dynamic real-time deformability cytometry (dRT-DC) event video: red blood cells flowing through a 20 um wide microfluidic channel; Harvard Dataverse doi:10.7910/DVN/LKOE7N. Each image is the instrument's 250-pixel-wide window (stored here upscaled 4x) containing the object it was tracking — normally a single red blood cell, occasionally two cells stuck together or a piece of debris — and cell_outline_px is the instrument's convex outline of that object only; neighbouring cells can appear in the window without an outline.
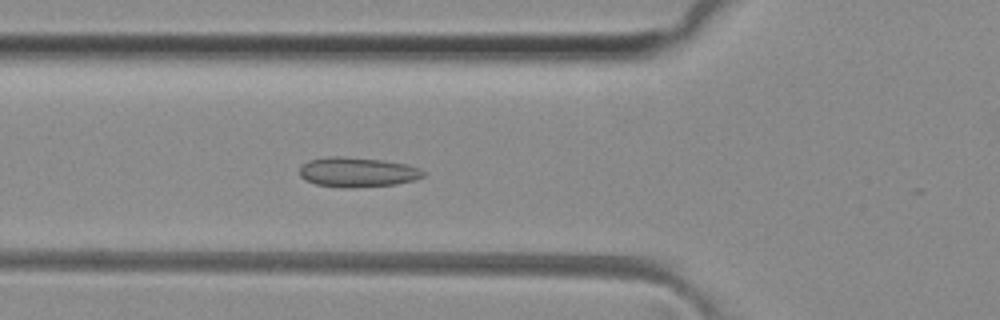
{"species": "common noctule bat (a hibernating species)", "species_latin": "Nyctalus noctula", "temperature_condition": "room temperature", "stored_images_in_passage": 51, "camera_frame_rate_fps": 3000, "um_per_image_px": 0.085, "animal": {"sex": "female", "body_mass_g": 29.2, "forearm_length_mm": 56.3}, "frame": {"image": 1, "passage_image": 18, "time_ms": 5.667, "image_size_px": [1000, 320], "cell_outline_px": [[424, 176], [416, 180], [396, 184], [352, 188], [344, 188], [316, 184], [304, 180], [300, 176], [300, 168], [308, 160], [328, 156], [344, 156], [380, 160], [408, 164], [420, 168], [424, 172]], "centroid_in_image_um": [30.38, 14.63], "position_along_channel_um": 95.4, "area_um2": 21.62}}
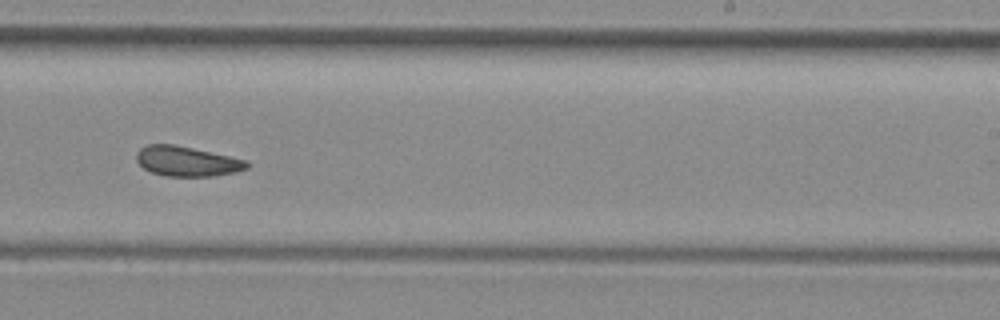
{"frame": {"image": 2, "passage_image": 31, "time_ms": 10.0, "image_size_px": [1000, 320], "cell_outline_px": [[248, 168], [236, 172], [212, 176], [164, 176], [152, 172], [144, 168], [136, 160], [136, 152], [140, 148], [148, 144], [172, 144], [192, 148], [248, 160]], "centroid_in_image_um": [15.88, 13.71], "position_along_channel_um": 273.1, "area_um2": 19.19}}
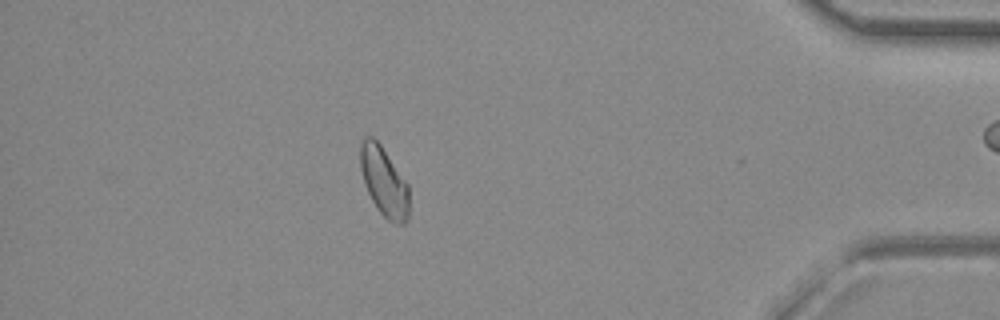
{"frame": {"image": 3, "passage_image": 44, "time_ms": 14.333, "image_size_px": [1000, 320], "cell_outline_px": [[408, 220], [404, 224], [396, 224], [388, 220], [376, 208], [364, 184], [360, 168], [360, 140], [364, 136], [372, 136], [380, 144], [408, 184]], "centroid_in_image_um": [32.62, 15.43], "position_along_channel_um": 402.6, "area_um2": 19.71}, "authors_computed_cell_mechanics": {"area_um2": 20.3456, "velocity_mm_per_s": 4.1039, "shape_relaxation_time_tau1_ms": null, "shape_relaxation_time_tau2_ms": 2.4863, "deformation_change_tau1": null, "deformation_change_tau2": 0.0715}}